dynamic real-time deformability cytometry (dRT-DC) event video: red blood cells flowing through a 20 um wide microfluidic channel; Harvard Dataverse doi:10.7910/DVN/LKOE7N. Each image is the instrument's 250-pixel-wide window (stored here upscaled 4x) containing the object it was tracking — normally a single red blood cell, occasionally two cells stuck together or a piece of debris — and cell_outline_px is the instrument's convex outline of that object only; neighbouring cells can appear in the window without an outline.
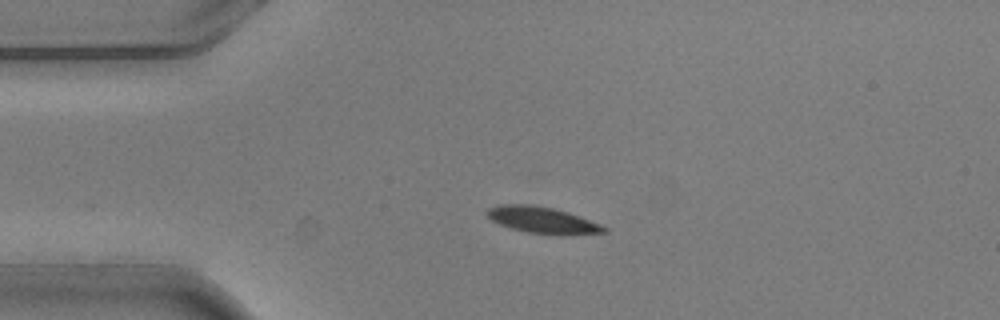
{"species": "common noctule bat (a hibernating species)", "species_latin": "Nyctalus noctula", "temperature_condition": "warm", "stored_images_in_passage": 2, "camera_frame_rate_fps": 3000, "um_per_image_px": 0.085, "animal": {"sex": "male", "body_mass_g": 20.5, "forearm_length_mm": 52.5}, "frame": {"image": 1, "passage_image": 1, "time_ms": 0.0, "image_size_px": [1000, 320], "cell_outline_px": [[608, 232], [528, 232], [512, 228], [500, 224], [492, 220], [484, 212], [488, 208], [500, 204], [528, 204], [552, 208], [568, 212], [580, 216], [600, 224], [608, 228]], "centroid_in_image_um": [46.0, 18.64], "position_along_channel_um": 39.0, "area_um2": 16.99}}